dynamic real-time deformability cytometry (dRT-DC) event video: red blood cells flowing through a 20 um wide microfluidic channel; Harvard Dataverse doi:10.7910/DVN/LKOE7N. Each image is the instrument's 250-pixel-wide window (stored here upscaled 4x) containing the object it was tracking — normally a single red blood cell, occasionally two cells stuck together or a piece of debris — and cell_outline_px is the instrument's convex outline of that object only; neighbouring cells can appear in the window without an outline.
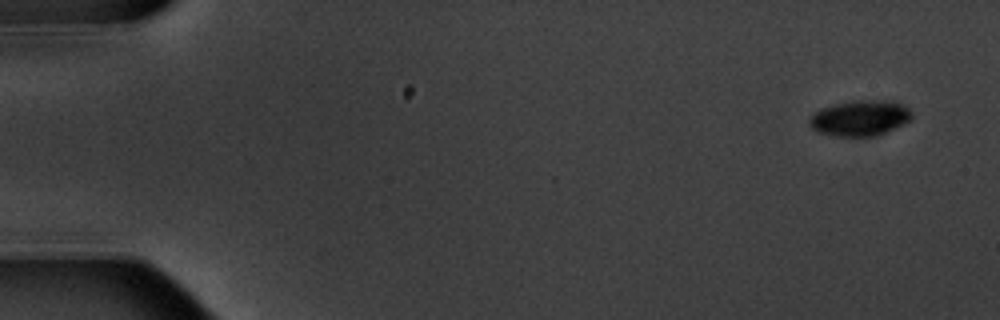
{"species": "common noctule bat (a hibernating species)", "species_latin": "Nyctalus noctula", "temperature_condition": "warm", "stored_images_in_passage": 6, "camera_frame_rate_fps": 3000, "um_per_image_px": 0.085, "animal": {"sex": "male", "body_mass_g": 20.1, "forearm_length_mm": 53.5}, "frame": {"image": 1, "passage_image": 1, "time_ms": 0.0, "image_size_px": [1000, 320], "cell_outline_px": [[912, 120], [904, 124], [876, 136], [836, 136], [820, 132], [812, 128], [808, 124], [808, 120], [820, 108], [852, 100], [896, 100], [904, 104], [912, 112]], "centroid_in_image_um": [73.15, 10.02], "position_along_channel_um": 11.8, "area_um2": 21.44}}
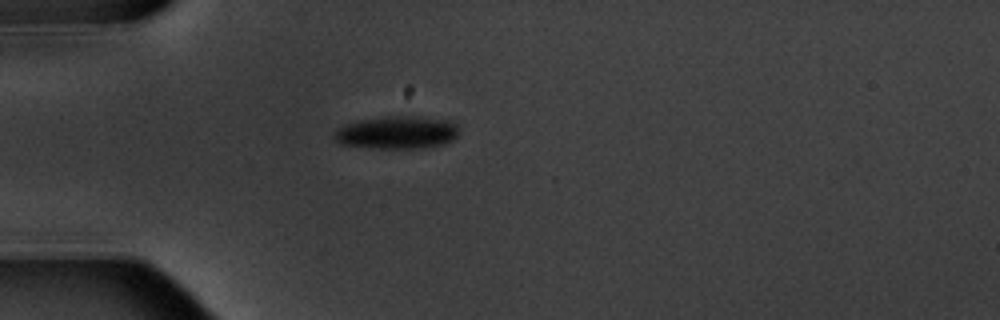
{"frame": {"image": 2, "passage_image": 5, "time_ms": 4.667, "image_size_px": [1000, 320], "cell_outline_px": [[456, 136], [452, 140], [444, 144], [424, 148], [372, 148], [340, 144], [332, 136], [340, 128], [348, 124], [364, 120], [384, 116], [420, 116], [452, 120], [456, 124]], "centroid_in_image_um": [33.79, 11.26], "position_along_channel_um": 51.2, "area_um2": 23.7}}